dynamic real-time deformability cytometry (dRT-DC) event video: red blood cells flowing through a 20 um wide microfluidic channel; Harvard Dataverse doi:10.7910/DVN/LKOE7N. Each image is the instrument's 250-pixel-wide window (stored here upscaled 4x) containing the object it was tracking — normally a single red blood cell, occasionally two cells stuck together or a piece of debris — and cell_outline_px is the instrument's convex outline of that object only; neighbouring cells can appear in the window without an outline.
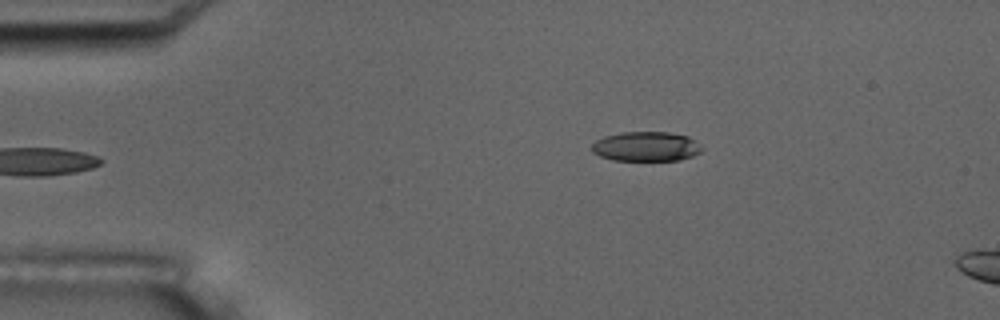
{"species": "common noctule bat (a hibernating species)", "species_latin": "Nyctalus noctula", "temperature_condition": "room temperature", "stored_images_in_passage": 6, "camera_frame_rate_fps": 3000, "um_per_image_px": 0.085, "animal": {"sex": "male", "body_mass_g": 17.5, "forearm_length_mm": 52.3}, "frame": {"image": 1, "passage_image": 6, "time_ms": 6.0, "image_size_px": [1000, 320], "cell_outline_px": [[704, 148], [700, 152], [692, 156], [680, 160], [612, 160], [600, 156], [592, 152], [592, 144], [596, 140], [604, 136], [620, 132], [668, 132], [688, 136], [696, 140]], "centroid_in_image_um": [54.93, 12.44], "position_along_channel_um": 30.1, "area_um2": 19.13}}